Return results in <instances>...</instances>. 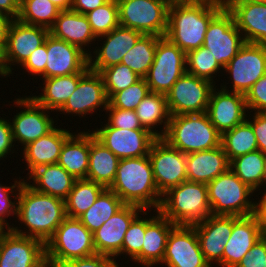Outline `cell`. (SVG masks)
<instances>
[{"instance_id":"ab89813d","label":"cell","mask_w":266,"mask_h":267,"mask_svg":"<svg viewBox=\"0 0 266 267\" xmlns=\"http://www.w3.org/2000/svg\"><path fill=\"white\" fill-rule=\"evenodd\" d=\"M221 146L229 162L236 157L258 150L252 126L246 120L221 135Z\"/></svg>"},{"instance_id":"f6af8a7d","label":"cell","mask_w":266,"mask_h":267,"mask_svg":"<svg viewBox=\"0 0 266 267\" xmlns=\"http://www.w3.org/2000/svg\"><path fill=\"white\" fill-rule=\"evenodd\" d=\"M99 74L103 79L108 100L116 92L128 88L141 79L131 68L122 63L105 68Z\"/></svg>"},{"instance_id":"f5cc1de1","label":"cell","mask_w":266,"mask_h":267,"mask_svg":"<svg viewBox=\"0 0 266 267\" xmlns=\"http://www.w3.org/2000/svg\"><path fill=\"white\" fill-rule=\"evenodd\" d=\"M0 115H2V117L0 116V161L5 159V162L6 159H11L12 154V157H16L14 153L18 156L19 152L16 151L17 148H15L16 146L13 142L10 120L4 117L3 114ZM7 155H10V157Z\"/></svg>"},{"instance_id":"be15d7a7","label":"cell","mask_w":266,"mask_h":267,"mask_svg":"<svg viewBox=\"0 0 266 267\" xmlns=\"http://www.w3.org/2000/svg\"><path fill=\"white\" fill-rule=\"evenodd\" d=\"M259 197V199L266 205V191Z\"/></svg>"},{"instance_id":"2e32d148","label":"cell","mask_w":266,"mask_h":267,"mask_svg":"<svg viewBox=\"0 0 266 267\" xmlns=\"http://www.w3.org/2000/svg\"><path fill=\"white\" fill-rule=\"evenodd\" d=\"M108 105V98L101 75L89 70L80 80L75 92L68 98L64 106L58 111L64 117L79 116L80 118H90V114L97 115L105 112ZM103 111H102V110ZM89 115V117H88ZM87 116V117H86Z\"/></svg>"},{"instance_id":"4fadbf2b","label":"cell","mask_w":266,"mask_h":267,"mask_svg":"<svg viewBox=\"0 0 266 267\" xmlns=\"http://www.w3.org/2000/svg\"><path fill=\"white\" fill-rule=\"evenodd\" d=\"M245 43L232 14L224 7L210 21L203 46L209 49L211 55L224 69Z\"/></svg>"},{"instance_id":"603a6c76","label":"cell","mask_w":266,"mask_h":267,"mask_svg":"<svg viewBox=\"0 0 266 267\" xmlns=\"http://www.w3.org/2000/svg\"><path fill=\"white\" fill-rule=\"evenodd\" d=\"M89 70V56L84 51L51 34L47 36L45 78L67 76Z\"/></svg>"},{"instance_id":"6da1fadb","label":"cell","mask_w":266,"mask_h":267,"mask_svg":"<svg viewBox=\"0 0 266 267\" xmlns=\"http://www.w3.org/2000/svg\"><path fill=\"white\" fill-rule=\"evenodd\" d=\"M66 217L65 200L40 193L23 180L17 198L16 219H13L16 226L11 231L46 244Z\"/></svg>"},{"instance_id":"7bdbcfd3","label":"cell","mask_w":266,"mask_h":267,"mask_svg":"<svg viewBox=\"0 0 266 267\" xmlns=\"http://www.w3.org/2000/svg\"><path fill=\"white\" fill-rule=\"evenodd\" d=\"M186 72L198 78L206 79L216 85V82H221L218 80L222 77L223 68L211 55L209 49L201 46L186 53Z\"/></svg>"},{"instance_id":"74e56055","label":"cell","mask_w":266,"mask_h":267,"mask_svg":"<svg viewBox=\"0 0 266 267\" xmlns=\"http://www.w3.org/2000/svg\"><path fill=\"white\" fill-rule=\"evenodd\" d=\"M159 213H160L159 210H144L132 221L127 232L124 235L122 250L114 257L115 259H117V257L119 259L121 256L124 259H126L128 256L129 259L127 258L128 260L127 262H129L130 260L133 263H135V267L137 265L141 267V250H142V245H143L145 229H146V226Z\"/></svg>"},{"instance_id":"5bb4252c","label":"cell","mask_w":266,"mask_h":267,"mask_svg":"<svg viewBox=\"0 0 266 267\" xmlns=\"http://www.w3.org/2000/svg\"><path fill=\"white\" fill-rule=\"evenodd\" d=\"M105 120V123L100 120L101 127L95 126L96 129L91 128V132L119 159L149 155L151 145L157 139L149 130L119 129L112 127Z\"/></svg>"},{"instance_id":"83f0119b","label":"cell","mask_w":266,"mask_h":267,"mask_svg":"<svg viewBox=\"0 0 266 267\" xmlns=\"http://www.w3.org/2000/svg\"><path fill=\"white\" fill-rule=\"evenodd\" d=\"M49 34L79 47L88 56L94 50L97 40L91 30L87 16L73 10L60 11L54 24L49 29Z\"/></svg>"},{"instance_id":"484cf974","label":"cell","mask_w":266,"mask_h":267,"mask_svg":"<svg viewBox=\"0 0 266 267\" xmlns=\"http://www.w3.org/2000/svg\"><path fill=\"white\" fill-rule=\"evenodd\" d=\"M261 237V222L257 213L232 216V234L224 246L223 267H236Z\"/></svg>"},{"instance_id":"836d02e7","label":"cell","mask_w":266,"mask_h":267,"mask_svg":"<svg viewBox=\"0 0 266 267\" xmlns=\"http://www.w3.org/2000/svg\"><path fill=\"white\" fill-rule=\"evenodd\" d=\"M135 112L143 128L157 138L165 135L171 116L165 94L150 92L136 107Z\"/></svg>"},{"instance_id":"bcb514c9","label":"cell","mask_w":266,"mask_h":267,"mask_svg":"<svg viewBox=\"0 0 266 267\" xmlns=\"http://www.w3.org/2000/svg\"><path fill=\"white\" fill-rule=\"evenodd\" d=\"M18 176L19 179L15 176L14 183L11 182V186L0 183V228L2 230H11L14 226V223H11L10 220H12L11 217L16 218L18 193L24 180L21 175Z\"/></svg>"},{"instance_id":"94428289","label":"cell","mask_w":266,"mask_h":267,"mask_svg":"<svg viewBox=\"0 0 266 267\" xmlns=\"http://www.w3.org/2000/svg\"><path fill=\"white\" fill-rule=\"evenodd\" d=\"M5 46H6V43H0V78H7Z\"/></svg>"},{"instance_id":"1f68e13d","label":"cell","mask_w":266,"mask_h":267,"mask_svg":"<svg viewBox=\"0 0 266 267\" xmlns=\"http://www.w3.org/2000/svg\"><path fill=\"white\" fill-rule=\"evenodd\" d=\"M79 127L65 141L59 155L58 164L75 179H86L90 152V129L80 130Z\"/></svg>"},{"instance_id":"4dcf8cb0","label":"cell","mask_w":266,"mask_h":267,"mask_svg":"<svg viewBox=\"0 0 266 267\" xmlns=\"http://www.w3.org/2000/svg\"><path fill=\"white\" fill-rule=\"evenodd\" d=\"M24 181L40 193L65 200L73 188L76 179L62 166L55 163L36 168Z\"/></svg>"},{"instance_id":"d590c367","label":"cell","mask_w":266,"mask_h":267,"mask_svg":"<svg viewBox=\"0 0 266 267\" xmlns=\"http://www.w3.org/2000/svg\"><path fill=\"white\" fill-rule=\"evenodd\" d=\"M266 155L260 150L236 157L230 161L229 168L252 190L261 196L265 177ZM262 188V189H261ZM260 191V192H259Z\"/></svg>"},{"instance_id":"cb8c5ba5","label":"cell","mask_w":266,"mask_h":267,"mask_svg":"<svg viewBox=\"0 0 266 267\" xmlns=\"http://www.w3.org/2000/svg\"><path fill=\"white\" fill-rule=\"evenodd\" d=\"M245 42L266 46V0L224 1Z\"/></svg>"},{"instance_id":"6f0895ef","label":"cell","mask_w":266,"mask_h":267,"mask_svg":"<svg viewBox=\"0 0 266 267\" xmlns=\"http://www.w3.org/2000/svg\"><path fill=\"white\" fill-rule=\"evenodd\" d=\"M20 0H0V13L6 14L12 19L19 16Z\"/></svg>"},{"instance_id":"e0dca14e","label":"cell","mask_w":266,"mask_h":267,"mask_svg":"<svg viewBox=\"0 0 266 267\" xmlns=\"http://www.w3.org/2000/svg\"><path fill=\"white\" fill-rule=\"evenodd\" d=\"M162 267H211L201 251L193 225H175L167 238Z\"/></svg>"},{"instance_id":"e7e4bbea","label":"cell","mask_w":266,"mask_h":267,"mask_svg":"<svg viewBox=\"0 0 266 267\" xmlns=\"http://www.w3.org/2000/svg\"><path fill=\"white\" fill-rule=\"evenodd\" d=\"M266 191V164H265V177L263 180V193Z\"/></svg>"},{"instance_id":"e575fe53","label":"cell","mask_w":266,"mask_h":267,"mask_svg":"<svg viewBox=\"0 0 266 267\" xmlns=\"http://www.w3.org/2000/svg\"><path fill=\"white\" fill-rule=\"evenodd\" d=\"M120 159L101 144L90 130V152L87 178L105 188L114 182Z\"/></svg>"},{"instance_id":"b9f144b4","label":"cell","mask_w":266,"mask_h":267,"mask_svg":"<svg viewBox=\"0 0 266 267\" xmlns=\"http://www.w3.org/2000/svg\"><path fill=\"white\" fill-rule=\"evenodd\" d=\"M60 11L50 0H20L17 19L23 23L49 30Z\"/></svg>"},{"instance_id":"7dc6e473","label":"cell","mask_w":266,"mask_h":267,"mask_svg":"<svg viewBox=\"0 0 266 267\" xmlns=\"http://www.w3.org/2000/svg\"><path fill=\"white\" fill-rule=\"evenodd\" d=\"M150 93L149 86L146 79L141 78L135 84L130 85L128 88L116 92L108 102L114 108L123 110H135L141 101Z\"/></svg>"},{"instance_id":"7c38bea8","label":"cell","mask_w":266,"mask_h":267,"mask_svg":"<svg viewBox=\"0 0 266 267\" xmlns=\"http://www.w3.org/2000/svg\"><path fill=\"white\" fill-rule=\"evenodd\" d=\"M215 86L206 79L184 73L166 95L170 115L206 112Z\"/></svg>"},{"instance_id":"d6a6232c","label":"cell","mask_w":266,"mask_h":267,"mask_svg":"<svg viewBox=\"0 0 266 267\" xmlns=\"http://www.w3.org/2000/svg\"><path fill=\"white\" fill-rule=\"evenodd\" d=\"M174 226L175 224L161 213L146 226L141 250L142 267H155L162 263L167 238Z\"/></svg>"},{"instance_id":"9f6ffc18","label":"cell","mask_w":266,"mask_h":267,"mask_svg":"<svg viewBox=\"0 0 266 267\" xmlns=\"http://www.w3.org/2000/svg\"><path fill=\"white\" fill-rule=\"evenodd\" d=\"M108 0H72L71 10L86 14L105 4Z\"/></svg>"},{"instance_id":"60d3db41","label":"cell","mask_w":266,"mask_h":267,"mask_svg":"<svg viewBox=\"0 0 266 267\" xmlns=\"http://www.w3.org/2000/svg\"><path fill=\"white\" fill-rule=\"evenodd\" d=\"M159 38L155 35H142L123 56L121 63L131 68L141 78H145L154 61Z\"/></svg>"},{"instance_id":"52a82bcc","label":"cell","mask_w":266,"mask_h":267,"mask_svg":"<svg viewBox=\"0 0 266 267\" xmlns=\"http://www.w3.org/2000/svg\"><path fill=\"white\" fill-rule=\"evenodd\" d=\"M97 254L93 234L78 218L66 217L45 244L46 263L56 267L68 260Z\"/></svg>"},{"instance_id":"681fc988","label":"cell","mask_w":266,"mask_h":267,"mask_svg":"<svg viewBox=\"0 0 266 267\" xmlns=\"http://www.w3.org/2000/svg\"><path fill=\"white\" fill-rule=\"evenodd\" d=\"M47 62V38L45 43L35 49L34 52L30 54V56L25 60V62L20 66L23 71V74H27L30 76H34L31 80L34 79L37 81L38 79L45 78V65ZM25 71V72H24ZM38 75V76H37ZM40 77V78H39Z\"/></svg>"},{"instance_id":"f546056e","label":"cell","mask_w":266,"mask_h":267,"mask_svg":"<svg viewBox=\"0 0 266 267\" xmlns=\"http://www.w3.org/2000/svg\"><path fill=\"white\" fill-rule=\"evenodd\" d=\"M87 72L74 73L67 76H57L52 78L40 79L39 87H36V92L30 96L41 106H44L47 110L53 111L58 117V111L64 106L68 98L75 92V89L79 83V80ZM42 84V86H41ZM41 87V93L38 92V88ZM39 93V94H38ZM32 94V95H31ZM56 112V113H55Z\"/></svg>"},{"instance_id":"3957f363","label":"cell","mask_w":266,"mask_h":267,"mask_svg":"<svg viewBox=\"0 0 266 267\" xmlns=\"http://www.w3.org/2000/svg\"><path fill=\"white\" fill-rule=\"evenodd\" d=\"M109 189L124 204L143 210H159L163 196L156 186L148 155L120 159L114 182Z\"/></svg>"},{"instance_id":"ee69618b","label":"cell","mask_w":266,"mask_h":267,"mask_svg":"<svg viewBox=\"0 0 266 267\" xmlns=\"http://www.w3.org/2000/svg\"><path fill=\"white\" fill-rule=\"evenodd\" d=\"M95 37L98 38L120 25L119 7L116 0H108L105 4L85 14Z\"/></svg>"},{"instance_id":"ffe728a7","label":"cell","mask_w":266,"mask_h":267,"mask_svg":"<svg viewBox=\"0 0 266 267\" xmlns=\"http://www.w3.org/2000/svg\"><path fill=\"white\" fill-rule=\"evenodd\" d=\"M142 35L139 31L119 25L108 34L98 37L96 46L89 55V69L99 73L121 63L123 56Z\"/></svg>"},{"instance_id":"03108f58","label":"cell","mask_w":266,"mask_h":267,"mask_svg":"<svg viewBox=\"0 0 266 267\" xmlns=\"http://www.w3.org/2000/svg\"><path fill=\"white\" fill-rule=\"evenodd\" d=\"M224 1H244V0H224Z\"/></svg>"},{"instance_id":"ac0fdd59","label":"cell","mask_w":266,"mask_h":267,"mask_svg":"<svg viewBox=\"0 0 266 267\" xmlns=\"http://www.w3.org/2000/svg\"><path fill=\"white\" fill-rule=\"evenodd\" d=\"M45 244L11 230L0 232V267H46Z\"/></svg>"},{"instance_id":"816d5d0a","label":"cell","mask_w":266,"mask_h":267,"mask_svg":"<svg viewBox=\"0 0 266 267\" xmlns=\"http://www.w3.org/2000/svg\"><path fill=\"white\" fill-rule=\"evenodd\" d=\"M120 264L114 257L95 254L86 258L61 262L56 267H121Z\"/></svg>"},{"instance_id":"8992f818","label":"cell","mask_w":266,"mask_h":267,"mask_svg":"<svg viewBox=\"0 0 266 267\" xmlns=\"http://www.w3.org/2000/svg\"><path fill=\"white\" fill-rule=\"evenodd\" d=\"M207 188L211 215L241 217L257 213L258 194L230 168L210 181Z\"/></svg>"},{"instance_id":"8fae6325","label":"cell","mask_w":266,"mask_h":267,"mask_svg":"<svg viewBox=\"0 0 266 267\" xmlns=\"http://www.w3.org/2000/svg\"><path fill=\"white\" fill-rule=\"evenodd\" d=\"M186 73V53L165 36L157 40L154 61L145 77L150 92L167 95Z\"/></svg>"},{"instance_id":"277c9868","label":"cell","mask_w":266,"mask_h":267,"mask_svg":"<svg viewBox=\"0 0 266 267\" xmlns=\"http://www.w3.org/2000/svg\"><path fill=\"white\" fill-rule=\"evenodd\" d=\"M159 212L175 225H193L211 215L207 184L185 181L162 196Z\"/></svg>"},{"instance_id":"f907efd6","label":"cell","mask_w":266,"mask_h":267,"mask_svg":"<svg viewBox=\"0 0 266 267\" xmlns=\"http://www.w3.org/2000/svg\"><path fill=\"white\" fill-rule=\"evenodd\" d=\"M245 100L248 112L266 111V74L252 85L245 95Z\"/></svg>"},{"instance_id":"680465c9","label":"cell","mask_w":266,"mask_h":267,"mask_svg":"<svg viewBox=\"0 0 266 267\" xmlns=\"http://www.w3.org/2000/svg\"><path fill=\"white\" fill-rule=\"evenodd\" d=\"M13 19L6 14L0 13V43L7 42L8 29Z\"/></svg>"},{"instance_id":"9a60e30c","label":"cell","mask_w":266,"mask_h":267,"mask_svg":"<svg viewBox=\"0 0 266 267\" xmlns=\"http://www.w3.org/2000/svg\"><path fill=\"white\" fill-rule=\"evenodd\" d=\"M158 191L163 195L170 188L187 181L186 154L157 138L148 155Z\"/></svg>"},{"instance_id":"c3c4849f","label":"cell","mask_w":266,"mask_h":267,"mask_svg":"<svg viewBox=\"0 0 266 267\" xmlns=\"http://www.w3.org/2000/svg\"><path fill=\"white\" fill-rule=\"evenodd\" d=\"M104 118L107 117V122L115 128L127 130H147L142 127L135 110H123L114 108L109 102L105 111Z\"/></svg>"},{"instance_id":"ba28073f","label":"cell","mask_w":266,"mask_h":267,"mask_svg":"<svg viewBox=\"0 0 266 267\" xmlns=\"http://www.w3.org/2000/svg\"><path fill=\"white\" fill-rule=\"evenodd\" d=\"M12 101L7 100L6 102L8 104L13 103L11 108L15 105L16 109L21 110H16V114L9 119L13 142L17 151L41 136L46 135L58 124L56 118L53 119L51 116L53 111L39 105L30 95L25 94L22 97L18 95Z\"/></svg>"},{"instance_id":"6125c7cd","label":"cell","mask_w":266,"mask_h":267,"mask_svg":"<svg viewBox=\"0 0 266 267\" xmlns=\"http://www.w3.org/2000/svg\"><path fill=\"white\" fill-rule=\"evenodd\" d=\"M54 5H56L61 11L71 10L72 0H50Z\"/></svg>"},{"instance_id":"d4e9b609","label":"cell","mask_w":266,"mask_h":267,"mask_svg":"<svg viewBox=\"0 0 266 267\" xmlns=\"http://www.w3.org/2000/svg\"><path fill=\"white\" fill-rule=\"evenodd\" d=\"M143 211L140 207L125 204L109 218L93 233L96 253L115 257L122 250L124 235L130 224Z\"/></svg>"},{"instance_id":"f35d334b","label":"cell","mask_w":266,"mask_h":267,"mask_svg":"<svg viewBox=\"0 0 266 267\" xmlns=\"http://www.w3.org/2000/svg\"><path fill=\"white\" fill-rule=\"evenodd\" d=\"M106 188L88 179H76L65 199L66 216L78 218L91 207Z\"/></svg>"},{"instance_id":"44dd1931","label":"cell","mask_w":266,"mask_h":267,"mask_svg":"<svg viewBox=\"0 0 266 267\" xmlns=\"http://www.w3.org/2000/svg\"><path fill=\"white\" fill-rule=\"evenodd\" d=\"M216 87L218 86L211 92L206 113L212 125L222 135L242 124L246 120L248 110L245 95Z\"/></svg>"},{"instance_id":"7402d4cb","label":"cell","mask_w":266,"mask_h":267,"mask_svg":"<svg viewBox=\"0 0 266 267\" xmlns=\"http://www.w3.org/2000/svg\"><path fill=\"white\" fill-rule=\"evenodd\" d=\"M193 226L206 262L211 267H223L224 246L232 234V216L209 215Z\"/></svg>"},{"instance_id":"5b68a950","label":"cell","mask_w":266,"mask_h":267,"mask_svg":"<svg viewBox=\"0 0 266 267\" xmlns=\"http://www.w3.org/2000/svg\"><path fill=\"white\" fill-rule=\"evenodd\" d=\"M162 139L185 154L221 145V134L212 125L206 112L170 116Z\"/></svg>"},{"instance_id":"f1b7e54d","label":"cell","mask_w":266,"mask_h":267,"mask_svg":"<svg viewBox=\"0 0 266 267\" xmlns=\"http://www.w3.org/2000/svg\"><path fill=\"white\" fill-rule=\"evenodd\" d=\"M223 147L186 154L187 181L208 184L229 169Z\"/></svg>"},{"instance_id":"db71d44e","label":"cell","mask_w":266,"mask_h":267,"mask_svg":"<svg viewBox=\"0 0 266 267\" xmlns=\"http://www.w3.org/2000/svg\"><path fill=\"white\" fill-rule=\"evenodd\" d=\"M236 267H266V239L261 237Z\"/></svg>"},{"instance_id":"30bf717a","label":"cell","mask_w":266,"mask_h":267,"mask_svg":"<svg viewBox=\"0 0 266 267\" xmlns=\"http://www.w3.org/2000/svg\"><path fill=\"white\" fill-rule=\"evenodd\" d=\"M119 23L143 35L164 37L171 0H118Z\"/></svg>"},{"instance_id":"d6986e66","label":"cell","mask_w":266,"mask_h":267,"mask_svg":"<svg viewBox=\"0 0 266 267\" xmlns=\"http://www.w3.org/2000/svg\"><path fill=\"white\" fill-rule=\"evenodd\" d=\"M49 30L41 26L23 23L18 19L11 22L7 42L5 46V57L7 64V77L13 75L39 46L45 43ZM17 66V67H15Z\"/></svg>"},{"instance_id":"9c48e42d","label":"cell","mask_w":266,"mask_h":267,"mask_svg":"<svg viewBox=\"0 0 266 267\" xmlns=\"http://www.w3.org/2000/svg\"><path fill=\"white\" fill-rule=\"evenodd\" d=\"M265 74L266 46L246 42L223 69L222 76L228 80L221 79L223 83L217 86L246 95L252 85Z\"/></svg>"},{"instance_id":"91938a15","label":"cell","mask_w":266,"mask_h":267,"mask_svg":"<svg viewBox=\"0 0 266 267\" xmlns=\"http://www.w3.org/2000/svg\"><path fill=\"white\" fill-rule=\"evenodd\" d=\"M257 214L261 222L262 238L266 239V205L258 198Z\"/></svg>"},{"instance_id":"11a10c76","label":"cell","mask_w":266,"mask_h":267,"mask_svg":"<svg viewBox=\"0 0 266 267\" xmlns=\"http://www.w3.org/2000/svg\"><path fill=\"white\" fill-rule=\"evenodd\" d=\"M246 121L252 126L258 150L266 155V115L264 113L248 112Z\"/></svg>"},{"instance_id":"4316f807","label":"cell","mask_w":266,"mask_h":267,"mask_svg":"<svg viewBox=\"0 0 266 267\" xmlns=\"http://www.w3.org/2000/svg\"><path fill=\"white\" fill-rule=\"evenodd\" d=\"M61 125L55 126L49 133L39 139L27 144L20 153L22 163L25 167L22 172H26L24 179L36 168L44 165L55 164L58 162L61 149L65 141L74 133Z\"/></svg>"},{"instance_id":"8d00e7d4","label":"cell","mask_w":266,"mask_h":267,"mask_svg":"<svg viewBox=\"0 0 266 267\" xmlns=\"http://www.w3.org/2000/svg\"><path fill=\"white\" fill-rule=\"evenodd\" d=\"M124 205L116 193L106 188L78 219L93 234Z\"/></svg>"},{"instance_id":"7a4b0ae2","label":"cell","mask_w":266,"mask_h":267,"mask_svg":"<svg viewBox=\"0 0 266 267\" xmlns=\"http://www.w3.org/2000/svg\"><path fill=\"white\" fill-rule=\"evenodd\" d=\"M224 7V0L171 1L165 37L185 53L203 46L210 21Z\"/></svg>"}]
</instances>
